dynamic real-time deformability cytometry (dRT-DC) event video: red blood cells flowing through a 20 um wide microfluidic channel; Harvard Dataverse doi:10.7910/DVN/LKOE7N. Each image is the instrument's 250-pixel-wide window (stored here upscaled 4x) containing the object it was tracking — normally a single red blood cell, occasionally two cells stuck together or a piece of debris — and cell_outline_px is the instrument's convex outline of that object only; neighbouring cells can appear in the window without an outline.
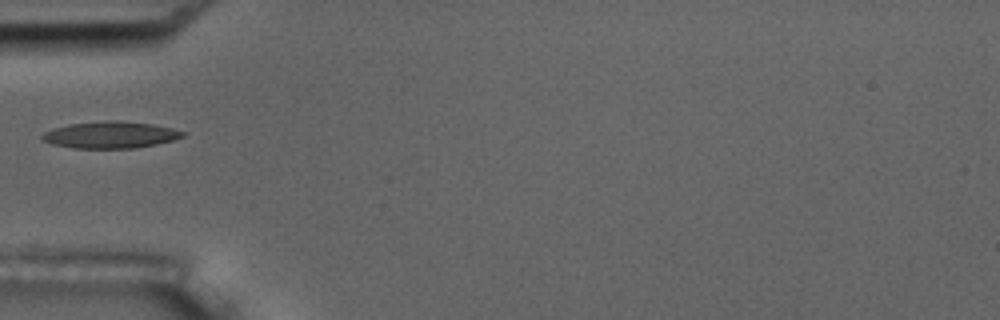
{"species": "common noctule bat (a hibernating species)", "species_latin": "Nyctalus noctula", "temperature_condition": "room temperature", "stored_images_in_passage": 6, "camera_frame_rate_fps": 3000, "um_per_image_px": 0.085, "animal": {"sex": "male", "body_mass_g": 17.5, "forearm_length_mm": 52.3}, "frame": {"image": 1, "passage_image": 5, "time_ms": 5.667, "image_size_px": [1000, 320], "cell_outline_px": [[184, 136], [172, 140], [156, 144], [132, 148], [72, 148], [52, 144], [40, 140], [40, 136], [44, 132], [52, 128], [68, 124], [112, 120], [120, 120], [152, 124], [172, 128], [184, 132]], "centroid_in_image_um": [9.32, 11.46], "position_along_channel_um": 75.7, "area_um2": 21.91}}